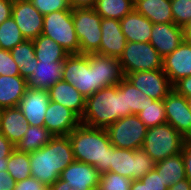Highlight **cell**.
<instances>
[{
    "mask_svg": "<svg viewBox=\"0 0 191 190\" xmlns=\"http://www.w3.org/2000/svg\"><path fill=\"white\" fill-rule=\"evenodd\" d=\"M31 177L46 186L60 178L62 171L75 161L68 135L53 136L40 149L29 153Z\"/></svg>",
    "mask_w": 191,
    "mask_h": 190,
    "instance_id": "1",
    "label": "cell"
},
{
    "mask_svg": "<svg viewBox=\"0 0 191 190\" xmlns=\"http://www.w3.org/2000/svg\"><path fill=\"white\" fill-rule=\"evenodd\" d=\"M68 137L75 161L94 166L100 174L109 172L112 144L106 129L80 123Z\"/></svg>",
    "mask_w": 191,
    "mask_h": 190,
    "instance_id": "2",
    "label": "cell"
},
{
    "mask_svg": "<svg viewBox=\"0 0 191 190\" xmlns=\"http://www.w3.org/2000/svg\"><path fill=\"white\" fill-rule=\"evenodd\" d=\"M125 93L118 85L105 87L86 98L81 124L107 129L118 119L126 117Z\"/></svg>",
    "mask_w": 191,
    "mask_h": 190,
    "instance_id": "3",
    "label": "cell"
},
{
    "mask_svg": "<svg viewBox=\"0 0 191 190\" xmlns=\"http://www.w3.org/2000/svg\"><path fill=\"white\" fill-rule=\"evenodd\" d=\"M185 140L173 126L164 123L148 128L141 148L158 162L181 153Z\"/></svg>",
    "mask_w": 191,
    "mask_h": 190,
    "instance_id": "4",
    "label": "cell"
},
{
    "mask_svg": "<svg viewBox=\"0 0 191 190\" xmlns=\"http://www.w3.org/2000/svg\"><path fill=\"white\" fill-rule=\"evenodd\" d=\"M110 154L109 172L132 180L141 179L156 166V162L142 148L131 150L112 145Z\"/></svg>",
    "mask_w": 191,
    "mask_h": 190,
    "instance_id": "5",
    "label": "cell"
},
{
    "mask_svg": "<svg viewBox=\"0 0 191 190\" xmlns=\"http://www.w3.org/2000/svg\"><path fill=\"white\" fill-rule=\"evenodd\" d=\"M42 34L59 44L69 55L79 54L80 43L73 24L72 10L44 15Z\"/></svg>",
    "mask_w": 191,
    "mask_h": 190,
    "instance_id": "6",
    "label": "cell"
},
{
    "mask_svg": "<svg viewBox=\"0 0 191 190\" xmlns=\"http://www.w3.org/2000/svg\"><path fill=\"white\" fill-rule=\"evenodd\" d=\"M62 80L88 98L98 91L97 66H89L88 54H70L63 64Z\"/></svg>",
    "mask_w": 191,
    "mask_h": 190,
    "instance_id": "7",
    "label": "cell"
},
{
    "mask_svg": "<svg viewBox=\"0 0 191 190\" xmlns=\"http://www.w3.org/2000/svg\"><path fill=\"white\" fill-rule=\"evenodd\" d=\"M163 59L149 42L127 41L119 62L125 77L139 71L163 70Z\"/></svg>",
    "mask_w": 191,
    "mask_h": 190,
    "instance_id": "8",
    "label": "cell"
},
{
    "mask_svg": "<svg viewBox=\"0 0 191 190\" xmlns=\"http://www.w3.org/2000/svg\"><path fill=\"white\" fill-rule=\"evenodd\" d=\"M73 24L80 43L79 54L96 53L101 43L102 17L94 8L72 9Z\"/></svg>",
    "mask_w": 191,
    "mask_h": 190,
    "instance_id": "9",
    "label": "cell"
},
{
    "mask_svg": "<svg viewBox=\"0 0 191 190\" xmlns=\"http://www.w3.org/2000/svg\"><path fill=\"white\" fill-rule=\"evenodd\" d=\"M100 173L87 163L74 161L60 174L48 190H98Z\"/></svg>",
    "mask_w": 191,
    "mask_h": 190,
    "instance_id": "10",
    "label": "cell"
},
{
    "mask_svg": "<svg viewBox=\"0 0 191 190\" xmlns=\"http://www.w3.org/2000/svg\"><path fill=\"white\" fill-rule=\"evenodd\" d=\"M106 130L114 147L135 150L142 147L148 127L134 114L118 119Z\"/></svg>",
    "mask_w": 191,
    "mask_h": 190,
    "instance_id": "11",
    "label": "cell"
},
{
    "mask_svg": "<svg viewBox=\"0 0 191 190\" xmlns=\"http://www.w3.org/2000/svg\"><path fill=\"white\" fill-rule=\"evenodd\" d=\"M125 78L137 89L145 93L147 97L155 100H164L173 90V85L163 70L129 73Z\"/></svg>",
    "mask_w": 191,
    "mask_h": 190,
    "instance_id": "12",
    "label": "cell"
},
{
    "mask_svg": "<svg viewBox=\"0 0 191 190\" xmlns=\"http://www.w3.org/2000/svg\"><path fill=\"white\" fill-rule=\"evenodd\" d=\"M163 102L166 123L173 126L184 138L191 139V112L186 98L173 89Z\"/></svg>",
    "mask_w": 191,
    "mask_h": 190,
    "instance_id": "13",
    "label": "cell"
},
{
    "mask_svg": "<svg viewBox=\"0 0 191 190\" xmlns=\"http://www.w3.org/2000/svg\"><path fill=\"white\" fill-rule=\"evenodd\" d=\"M11 16L26 40H34L42 34L44 16L30 0L15 1Z\"/></svg>",
    "mask_w": 191,
    "mask_h": 190,
    "instance_id": "14",
    "label": "cell"
},
{
    "mask_svg": "<svg viewBox=\"0 0 191 190\" xmlns=\"http://www.w3.org/2000/svg\"><path fill=\"white\" fill-rule=\"evenodd\" d=\"M81 123L80 118L65 106L50 100L44 126L54 136L68 135Z\"/></svg>",
    "mask_w": 191,
    "mask_h": 190,
    "instance_id": "15",
    "label": "cell"
},
{
    "mask_svg": "<svg viewBox=\"0 0 191 190\" xmlns=\"http://www.w3.org/2000/svg\"><path fill=\"white\" fill-rule=\"evenodd\" d=\"M49 102L48 90L28 87L18 107L31 126H44L45 113Z\"/></svg>",
    "mask_w": 191,
    "mask_h": 190,
    "instance_id": "16",
    "label": "cell"
},
{
    "mask_svg": "<svg viewBox=\"0 0 191 190\" xmlns=\"http://www.w3.org/2000/svg\"><path fill=\"white\" fill-rule=\"evenodd\" d=\"M184 40L183 29L174 23L153 24L149 43L164 58Z\"/></svg>",
    "mask_w": 191,
    "mask_h": 190,
    "instance_id": "17",
    "label": "cell"
},
{
    "mask_svg": "<svg viewBox=\"0 0 191 190\" xmlns=\"http://www.w3.org/2000/svg\"><path fill=\"white\" fill-rule=\"evenodd\" d=\"M163 71L172 85L182 78L191 76V43L183 42L163 59Z\"/></svg>",
    "mask_w": 191,
    "mask_h": 190,
    "instance_id": "18",
    "label": "cell"
},
{
    "mask_svg": "<svg viewBox=\"0 0 191 190\" xmlns=\"http://www.w3.org/2000/svg\"><path fill=\"white\" fill-rule=\"evenodd\" d=\"M100 27L101 43L96 53L119 58L127 44V39L121 30L120 20L102 18Z\"/></svg>",
    "mask_w": 191,
    "mask_h": 190,
    "instance_id": "19",
    "label": "cell"
},
{
    "mask_svg": "<svg viewBox=\"0 0 191 190\" xmlns=\"http://www.w3.org/2000/svg\"><path fill=\"white\" fill-rule=\"evenodd\" d=\"M88 62L89 66H97L98 90L118 85L124 78L121 64L117 57L90 53L88 54Z\"/></svg>",
    "mask_w": 191,
    "mask_h": 190,
    "instance_id": "20",
    "label": "cell"
},
{
    "mask_svg": "<svg viewBox=\"0 0 191 190\" xmlns=\"http://www.w3.org/2000/svg\"><path fill=\"white\" fill-rule=\"evenodd\" d=\"M48 94L51 101L65 106L82 118L86 98L72 84L58 81L48 89Z\"/></svg>",
    "mask_w": 191,
    "mask_h": 190,
    "instance_id": "21",
    "label": "cell"
},
{
    "mask_svg": "<svg viewBox=\"0 0 191 190\" xmlns=\"http://www.w3.org/2000/svg\"><path fill=\"white\" fill-rule=\"evenodd\" d=\"M30 124L19 107L0 110V132L14 145L22 139Z\"/></svg>",
    "mask_w": 191,
    "mask_h": 190,
    "instance_id": "22",
    "label": "cell"
},
{
    "mask_svg": "<svg viewBox=\"0 0 191 190\" xmlns=\"http://www.w3.org/2000/svg\"><path fill=\"white\" fill-rule=\"evenodd\" d=\"M63 64L64 62L37 60V67L27 79L28 87L48 90L63 79Z\"/></svg>",
    "mask_w": 191,
    "mask_h": 190,
    "instance_id": "23",
    "label": "cell"
},
{
    "mask_svg": "<svg viewBox=\"0 0 191 190\" xmlns=\"http://www.w3.org/2000/svg\"><path fill=\"white\" fill-rule=\"evenodd\" d=\"M121 30L129 42H149L153 23L133 9L120 20Z\"/></svg>",
    "mask_w": 191,
    "mask_h": 190,
    "instance_id": "24",
    "label": "cell"
},
{
    "mask_svg": "<svg viewBox=\"0 0 191 190\" xmlns=\"http://www.w3.org/2000/svg\"><path fill=\"white\" fill-rule=\"evenodd\" d=\"M27 89L28 81L20 75H0V110L18 107Z\"/></svg>",
    "mask_w": 191,
    "mask_h": 190,
    "instance_id": "25",
    "label": "cell"
},
{
    "mask_svg": "<svg viewBox=\"0 0 191 190\" xmlns=\"http://www.w3.org/2000/svg\"><path fill=\"white\" fill-rule=\"evenodd\" d=\"M134 9L153 24L174 23L171 0H134Z\"/></svg>",
    "mask_w": 191,
    "mask_h": 190,
    "instance_id": "26",
    "label": "cell"
},
{
    "mask_svg": "<svg viewBox=\"0 0 191 190\" xmlns=\"http://www.w3.org/2000/svg\"><path fill=\"white\" fill-rule=\"evenodd\" d=\"M155 169L167 188L186 178L182 153L156 162Z\"/></svg>",
    "mask_w": 191,
    "mask_h": 190,
    "instance_id": "27",
    "label": "cell"
},
{
    "mask_svg": "<svg viewBox=\"0 0 191 190\" xmlns=\"http://www.w3.org/2000/svg\"><path fill=\"white\" fill-rule=\"evenodd\" d=\"M13 60L17 63L20 76L28 79L37 67L35 48L32 40H25L10 50Z\"/></svg>",
    "mask_w": 191,
    "mask_h": 190,
    "instance_id": "28",
    "label": "cell"
},
{
    "mask_svg": "<svg viewBox=\"0 0 191 190\" xmlns=\"http://www.w3.org/2000/svg\"><path fill=\"white\" fill-rule=\"evenodd\" d=\"M33 41L35 58L42 61L64 62L69 55L59 44L43 34Z\"/></svg>",
    "mask_w": 191,
    "mask_h": 190,
    "instance_id": "29",
    "label": "cell"
},
{
    "mask_svg": "<svg viewBox=\"0 0 191 190\" xmlns=\"http://www.w3.org/2000/svg\"><path fill=\"white\" fill-rule=\"evenodd\" d=\"M53 136L45 126L30 125L15 149L26 153L34 152L46 145Z\"/></svg>",
    "mask_w": 191,
    "mask_h": 190,
    "instance_id": "30",
    "label": "cell"
},
{
    "mask_svg": "<svg viewBox=\"0 0 191 190\" xmlns=\"http://www.w3.org/2000/svg\"><path fill=\"white\" fill-rule=\"evenodd\" d=\"M94 9L102 18L121 20L134 9V0H96Z\"/></svg>",
    "mask_w": 191,
    "mask_h": 190,
    "instance_id": "31",
    "label": "cell"
},
{
    "mask_svg": "<svg viewBox=\"0 0 191 190\" xmlns=\"http://www.w3.org/2000/svg\"><path fill=\"white\" fill-rule=\"evenodd\" d=\"M118 87L125 93L127 116L138 114L146 106L148 97L141 90L137 89L125 77L118 84Z\"/></svg>",
    "mask_w": 191,
    "mask_h": 190,
    "instance_id": "32",
    "label": "cell"
},
{
    "mask_svg": "<svg viewBox=\"0 0 191 190\" xmlns=\"http://www.w3.org/2000/svg\"><path fill=\"white\" fill-rule=\"evenodd\" d=\"M136 115L148 128L166 123V112L163 100H155L148 97L146 106Z\"/></svg>",
    "mask_w": 191,
    "mask_h": 190,
    "instance_id": "33",
    "label": "cell"
},
{
    "mask_svg": "<svg viewBox=\"0 0 191 190\" xmlns=\"http://www.w3.org/2000/svg\"><path fill=\"white\" fill-rule=\"evenodd\" d=\"M7 171L16 182L31 177L29 153L15 149L8 158Z\"/></svg>",
    "mask_w": 191,
    "mask_h": 190,
    "instance_id": "34",
    "label": "cell"
},
{
    "mask_svg": "<svg viewBox=\"0 0 191 190\" xmlns=\"http://www.w3.org/2000/svg\"><path fill=\"white\" fill-rule=\"evenodd\" d=\"M25 40L12 16L0 24L1 49L10 51Z\"/></svg>",
    "mask_w": 191,
    "mask_h": 190,
    "instance_id": "35",
    "label": "cell"
},
{
    "mask_svg": "<svg viewBox=\"0 0 191 190\" xmlns=\"http://www.w3.org/2000/svg\"><path fill=\"white\" fill-rule=\"evenodd\" d=\"M132 179L106 172L100 175L98 190H130Z\"/></svg>",
    "mask_w": 191,
    "mask_h": 190,
    "instance_id": "36",
    "label": "cell"
},
{
    "mask_svg": "<svg viewBox=\"0 0 191 190\" xmlns=\"http://www.w3.org/2000/svg\"><path fill=\"white\" fill-rule=\"evenodd\" d=\"M174 24L183 26L191 20V0H171Z\"/></svg>",
    "mask_w": 191,
    "mask_h": 190,
    "instance_id": "37",
    "label": "cell"
},
{
    "mask_svg": "<svg viewBox=\"0 0 191 190\" xmlns=\"http://www.w3.org/2000/svg\"><path fill=\"white\" fill-rule=\"evenodd\" d=\"M30 1L43 16L54 11L72 10L67 0H30Z\"/></svg>",
    "mask_w": 191,
    "mask_h": 190,
    "instance_id": "38",
    "label": "cell"
},
{
    "mask_svg": "<svg viewBox=\"0 0 191 190\" xmlns=\"http://www.w3.org/2000/svg\"><path fill=\"white\" fill-rule=\"evenodd\" d=\"M0 75L19 76V68L9 50L0 49Z\"/></svg>",
    "mask_w": 191,
    "mask_h": 190,
    "instance_id": "39",
    "label": "cell"
},
{
    "mask_svg": "<svg viewBox=\"0 0 191 190\" xmlns=\"http://www.w3.org/2000/svg\"><path fill=\"white\" fill-rule=\"evenodd\" d=\"M140 180L146 184L148 190H168V188L163 184V179L158 175L155 168L149 171Z\"/></svg>",
    "mask_w": 191,
    "mask_h": 190,
    "instance_id": "40",
    "label": "cell"
},
{
    "mask_svg": "<svg viewBox=\"0 0 191 190\" xmlns=\"http://www.w3.org/2000/svg\"><path fill=\"white\" fill-rule=\"evenodd\" d=\"M14 190H48V186L34 177L16 182Z\"/></svg>",
    "mask_w": 191,
    "mask_h": 190,
    "instance_id": "41",
    "label": "cell"
},
{
    "mask_svg": "<svg viewBox=\"0 0 191 190\" xmlns=\"http://www.w3.org/2000/svg\"><path fill=\"white\" fill-rule=\"evenodd\" d=\"M186 178L191 182V139H186L182 148Z\"/></svg>",
    "mask_w": 191,
    "mask_h": 190,
    "instance_id": "42",
    "label": "cell"
},
{
    "mask_svg": "<svg viewBox=\"0 0 191 190\" xmlns=\"http://www.w3.org/2000/svg\"><path fill=\"white\" fill-rule=\"evenodd\" d=\"M15 146L0 132V161H8Z\"/></svg>",
    "mask_w": 191,
    "mask_h": 190,
    "instance_id": "43",
    "label": "cell"
},
{
    "mask_svg": "<svg viewBox=\"0 0 191 190\" xmlns=\"http://www.w3.org/2000/svg\"><path fill=\"white\" fill-rule=\"evenodd\" d=\"M173 89L185 98L191 96V76L185 77L177 81L173 85Z\"/></svg>",
    "mask_w": 191,
    "mask_h": 190,
    "instance_id": "44",
    "label": "cell"
},
{
    "mask_svg": "<svg viewBox=\"0 0 191 190\" xmlns=\"http://www.w3.org/2000/svg\"><path fill=\"white\" fill-rule=\"evenodd\" d=\"M16 181L8 171H0V190H14Z\"/></svg>",
    "mask_w": 191,
    "mask_h": 190,
    "instance_id": "45",
    "label": "cell"
},
{
    "mask_svg": "<svg viewBox=\"0 0 191 190\" xmlns=\"http://www.w3.org/2000/svg\"><path fill=\"white\" fill-rule=\"evenodd\" d=\"M13 3L12 0H0V24L11 17Z\"/></svg>",
    "mask_w": 191,
    "mask_h": 190,
    "instance_id": "46",
    "label": "cell"
},
{
    "mask_svg": "<svg viewBox=\"0 0 191 190\" xmlns=\"http://www.w3.org/2000/svg\"><path fill=\"white\" fill-rule=\"evenodd\" d=\"M71 9L75 8H94L96 0H67Z\"/></svg>",
    "mask_w": 191,
    "mask_h": 190,
    "instance_id": "47",
    "label": "cell"
},
{
    "mask_svg": "<svg viewBox=\"0 0 191 190\" xmlns=\"http://www.w3.org/2000/svg\"><path fill=\"white\" fill-rule=\"evenodd\" d=\"M168 190H191V182L185 178L170 186Z\"/></svg>",
    "mask_w": 191,
    "mask_h": 190,
    "instance_id": "48",
    "label": "cell"
},
{
    "mask_svg": "<svg viewBox=\"0 0 191 190\" xmlns=\"http://www.w3.org/2000/svg\"><path fill=\"white\" fill-rule=\"evenodd\" d=\"M184 40L191 43V20L182 26Z\"/></svg>",
    "mask_w": 191,
    "mask_h": 190,
    "instance_id": "49",
    "label": "cell"
},
{
    "mask_svg": "<svg viewBox=\"0 0 191 190\" xmlns=\"http://www.w3.org/2000/svg\"><path fill=\"white\" fill-rule=\"evenodd\" d=\"M130 190H148L146 184H144L140 179L133 180Z\"/></svg>",
    "mask_w": 191,
    "mask_h": 190,
    "instance_id": "50",
    "label": "cell"
},
{
    "mask_svg": "<svg viewBox=\"0 0 191 190\" xmlns=\"http://www.w3.org/2000/svg\"><path fill=\"white\" fill-rule=\"evenodd\" d=\"M7 162L8 161H0V171H7Z\"/></svg>",
    "mask_w": 191,
    "mask_h": 190,
    "instance_id": "51",
    "label": "cell"
},
{
    "mask_svg": "<svg viewBox=\"0 0 191 190\" xmlns=\"http://www.w3.org/2000/svg\"><path fill=\"white\" fill-rule=\"evenodd\" d=\"M186 101H187L189 110H190V112H191V96H190V97H187V98H186Z\"/></svg>",
    "mask_w": 191,
    "mask_h": 190,
    "instance_id": "52",
    "label": "cell"
}]
</instances>
